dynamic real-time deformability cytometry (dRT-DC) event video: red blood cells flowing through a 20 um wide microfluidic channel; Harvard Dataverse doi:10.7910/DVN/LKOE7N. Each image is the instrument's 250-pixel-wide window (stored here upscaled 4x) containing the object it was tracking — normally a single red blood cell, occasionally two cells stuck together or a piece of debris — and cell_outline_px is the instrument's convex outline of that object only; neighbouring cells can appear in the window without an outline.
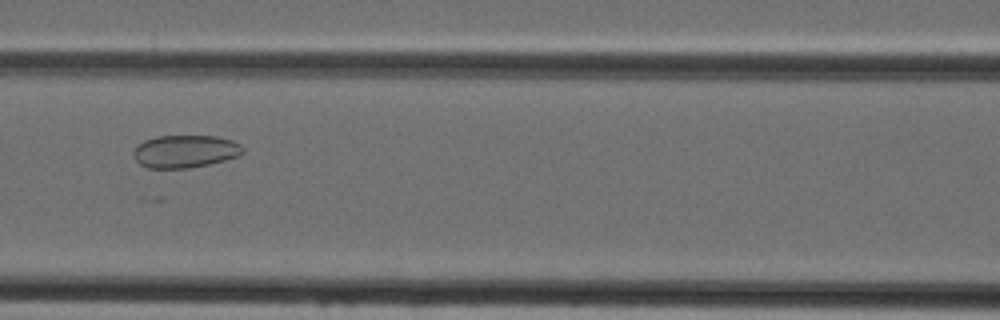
{"species": "Egyptian fruit bat (a non-hibernating species)", "species_latin": "Rousettus aegyptiacus", "temperature_condition": "cold", "stored_images_in_passage": 39, "camera_frame_rate_fps": 3000, "um_per_image_px": 0.085, "animal": {"sex": "female"}, "frame": {"image": 1, "passage_image": 14, "time_ms": 4.333, "image_size_px": [1000, 320], "cell_outline_px": [[244, 152], [240, 156], [208, 164], [188, 168], [148, 168], [140, 164], [136, 160], [132, 152], [136, 144], [144, 140], [156, 136], [216, 136], [232, 140], [240, 144], [244, 148]], "centroid_in_image_um": [15.72, 12.86], "position_along_channel_um": 150.9, "area_um2": 20.98}}
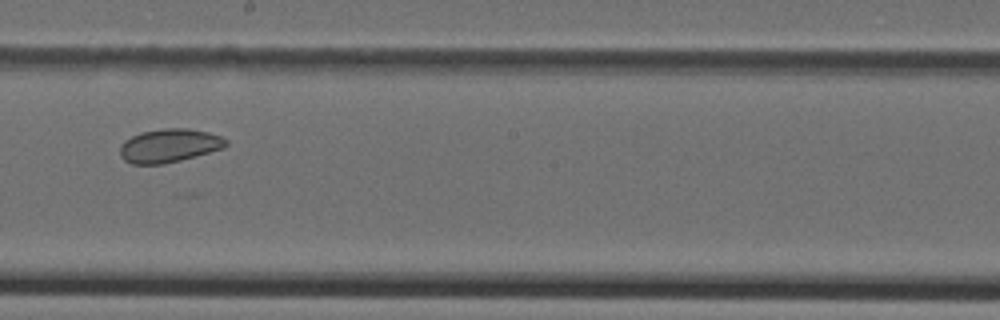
{"frame": {"image": 2, "passage_image": 20, "time_ms": 6.333, "image_size_px": [1000, 320], "cell_outline_px": [[228, 144], [224, 148], [180, 160], [164, 164], [132, 164], [124, 160], [120, 156], [120, 144], [124, 140], [140, 132], [164, 128], [188, 128], [208, 132], [220, 136], [228, 140]], "centroid_in_image_um": [14.37, 12.37], "position_along_channel_um": 233.8, "area_um2": 20.81}}
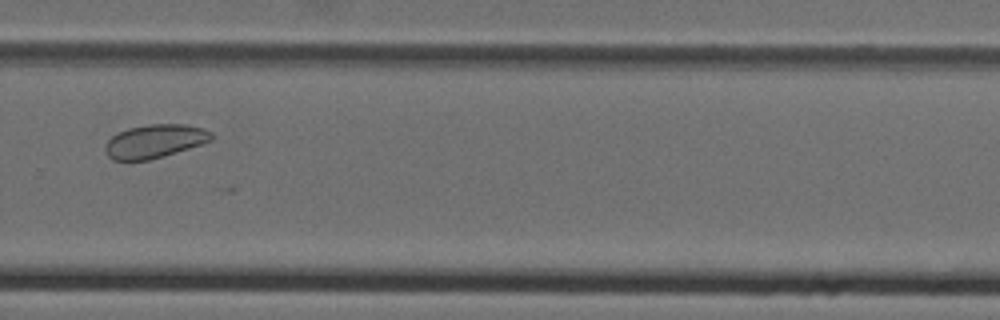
{"frame": {"image": 3, "passage_image": 26, "time_ms": 8.333, "image_size_px": [1000, 320], "cell_outline_px": [[212, 140], [164, 156], [148, 160], [112, 160], [108, 156], [104, 148], [108, 140], [112, 136], [128, 128], [148, 124], [184, 124], [204, 128], [212, 132]], "centroid_in_image_um": [13.15, 12.0], "position_along_channel_um": 316.7, "area_um2": 20.58}}